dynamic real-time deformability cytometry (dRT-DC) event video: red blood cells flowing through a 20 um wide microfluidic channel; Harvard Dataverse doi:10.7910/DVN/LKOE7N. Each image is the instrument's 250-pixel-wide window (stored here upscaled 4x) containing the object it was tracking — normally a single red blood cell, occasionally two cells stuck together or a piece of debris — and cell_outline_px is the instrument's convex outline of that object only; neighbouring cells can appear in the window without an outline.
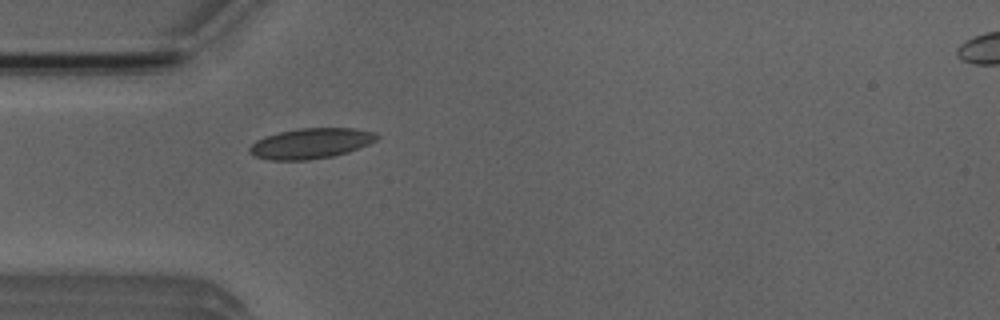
{"species": "Egyptian fruit bat (a non-hibernating species)", "species_latin": "Rousettus aegyptiacus", "temperature_condition": "room temperature", "stored_images_in_passage": 5, "camera_frame_rate_fps": 3000, "um_per_image_px": 0.085, "animal": {"sex": "male"}, "frame": {"image": 1, "passage_image": 5, "time_ms": 4.667, "image_size_px": [1000, 320], "cell_outline_px": [[380, 136], [376, 140], [360, 148], [348, 152], [332, 156], [308, 160], [268, 160], [256, 156], [248, 152], [248, 148], [256, 140], [264, 136], [280, 132], [300, 128], [356, 128], [376, 132]], "centroid_in_image_um": [26.43, 12.18], "position_along_channel_um": 58.6, "area_um2": 22.66}}